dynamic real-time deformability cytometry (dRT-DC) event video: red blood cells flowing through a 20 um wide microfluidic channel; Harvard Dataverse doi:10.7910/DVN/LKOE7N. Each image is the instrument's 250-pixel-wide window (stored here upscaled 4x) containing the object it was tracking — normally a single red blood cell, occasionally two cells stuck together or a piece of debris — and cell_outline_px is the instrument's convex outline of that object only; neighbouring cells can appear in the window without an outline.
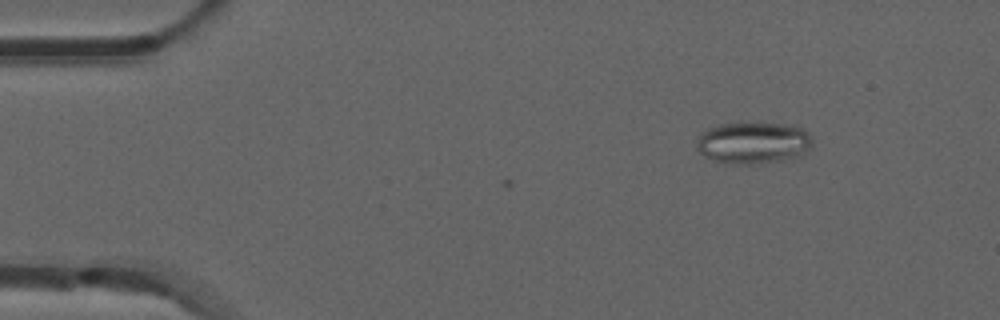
{"species": "common noctule bat (a hibernating species)", "species_latin": "Nyctalus noctula", "temperature_condition": "room temperature", "stored_images_in_passage": 2, "camera_frame_rate_fps": 3000, "um_per_image_px": 0.085, "animal": {"sex": "male", "forearm_length_mm": 52.5}, "frame": {"image": 1, "passage_image": 2, "time_ms": 0.333, "image_size_px": [1000, 320], "cell_outline_px": [[812, 148], [808, 152], [800, 156], [784, 160], [752, 164], [724, 164], [712, 160], [704, 156], [696, 148], [696, 140], [700, 132], [716, 124], [740, 120], [760, 120], [784, 124], [804, 128], [808, 132], [812, 140]], "centroid_in_image_um": [64.0, 12.08], "position_along_channel_um": 21.0, "area_um2": 29.82}}